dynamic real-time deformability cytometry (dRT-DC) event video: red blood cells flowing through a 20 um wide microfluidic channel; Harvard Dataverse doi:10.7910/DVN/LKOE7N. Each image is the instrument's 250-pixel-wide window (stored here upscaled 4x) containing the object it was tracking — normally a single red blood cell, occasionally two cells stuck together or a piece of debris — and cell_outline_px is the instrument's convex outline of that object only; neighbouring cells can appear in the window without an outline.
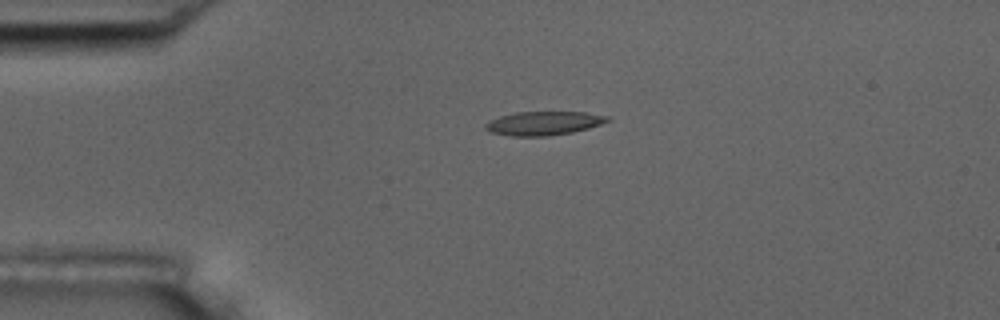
{"species": "common noctule bat (a hibernating species)", "species_latin": "Nyctalus noctula", "temperature_condition": "room temperature", "stored_images_in_passage": 4, "camera_frame_rate_fps": 3000, "um_per_image_px": 0.085, "animal": {"sex": "male", "body_mass_g": 17.5, "forearm_length_mm": 52.3}, "frame": {"image": 1, "passage_image": 3, "time_ms": 2.333, "image_size_px": [1000, 320], "cell_outline_px": [[612, 120], [588, 128], [572, 132], [548, 136], [512, 136], [488, 132], [484, 128], [484, 124], [488, 120], [500, 116], [516, 112], [584, 112], [608, 116]], "centroid_in_image_um": [46.16, 10.48], "position_along_channel_um": 38.8, "area_um2": 16.99}}